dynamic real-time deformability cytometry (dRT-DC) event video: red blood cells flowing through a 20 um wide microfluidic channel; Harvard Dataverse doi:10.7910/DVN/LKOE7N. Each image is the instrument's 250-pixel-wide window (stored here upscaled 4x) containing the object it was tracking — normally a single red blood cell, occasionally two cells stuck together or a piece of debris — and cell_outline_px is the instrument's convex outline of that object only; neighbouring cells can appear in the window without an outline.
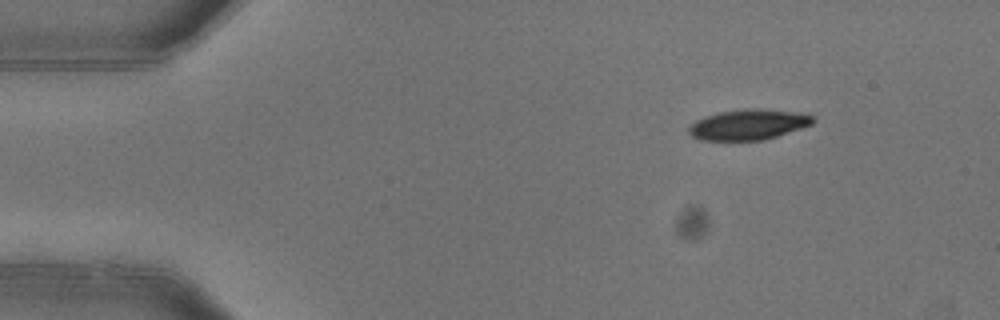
{"species": "common noctule bat (a hibernating species)", "species_latin": "Nyctalus noctula", "temperature_condition": "warm", "stored_images_in_passage": 4, "camera_frame_rate_fps": 3000, "um_per_image_px": 0.085, "animal": {"sex": "female"}, "frame": {"image": 1, "passage_image": 1, "time_ms": 0.0, "image_size_px": [1000, 320], "cell_outline_px": [[812, 124], [764, 140], [700, 140], [692, 136], [688, 132], [688, 128], [696, 120], [704, 116], [720, 112], [752, 108], [756, 108], [792, 112], [812, 116]], "centroid_in_image_um": [63.54, 10.6], "position_along_channel_um": 21.5, "area_um2": 21.56}}
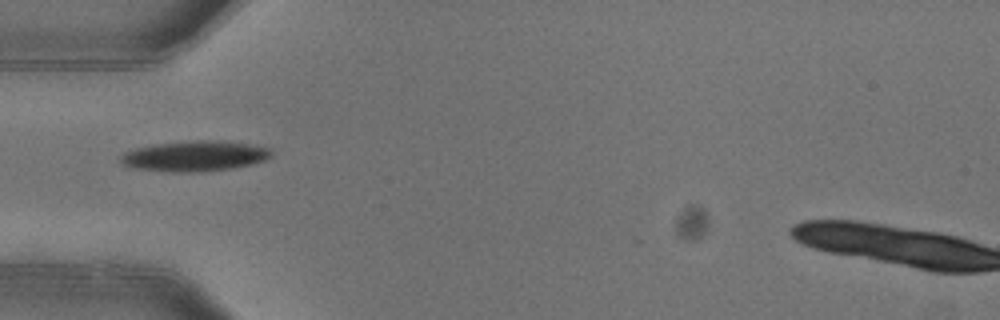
{"frame": {"image": 2, "passage_image": 3, "time_ms": 0.667, "image_size_px": [1000, 320], "cell_outline_px": [[272, 156], [264, 160], [232, 168], [188, 172], [172, 172], [136, 168], [120, 164], [120, 156], [124, 152], [136, 148], [152, 144], [200, 140], [212, 140], [248, 144], [268, 148], [272, 152]], "centroid_in_image_um": [16.49, 13.26], "position_along_channel_um": 68.5, "area_um2": 26.3}}